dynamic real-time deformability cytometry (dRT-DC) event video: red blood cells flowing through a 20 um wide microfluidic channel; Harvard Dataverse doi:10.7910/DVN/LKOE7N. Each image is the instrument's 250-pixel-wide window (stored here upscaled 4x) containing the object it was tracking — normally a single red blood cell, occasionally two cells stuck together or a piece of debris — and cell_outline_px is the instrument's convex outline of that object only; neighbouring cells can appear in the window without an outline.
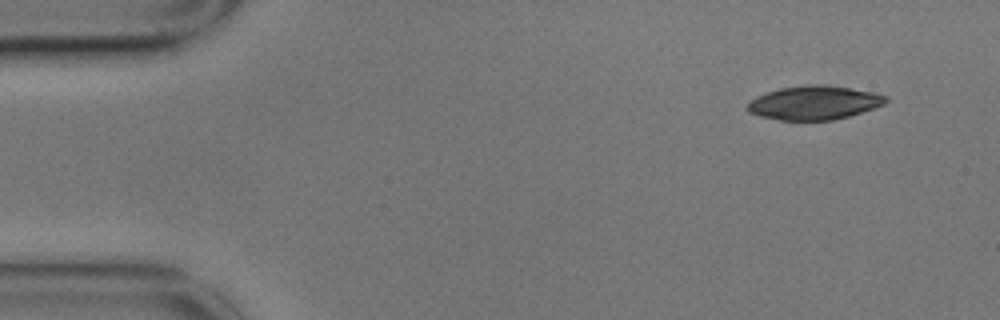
{"species": "common noctule bat (a hibernating species)", "species_latin": "Nyctalus noctula", "temperature_condition": "cold", "stored_images_in_passage": 4, "camera_frame_rate_fps": 3000, "um_per_image_px": 0.085, "animal": {"sex": "male", "body_mass_g": 17.9}, "frame": {"image": 1, "passage_image": 1, "time_ms": 0.0, "image_size_px": [1000, 320], "cell_outline_px": [[888, 100], [884, 104], [848, 116], [832, 120], [780, 120], [760, 116], [748, 112], [744, 108], [756, 96], [780, 88], [808, 84], [828, 84], [872, 92], [888, 96]], "centroid_in_image_um": [69.18, 8.72], "position_along_channel_um": 15.8, "area_um2": 27.22}}
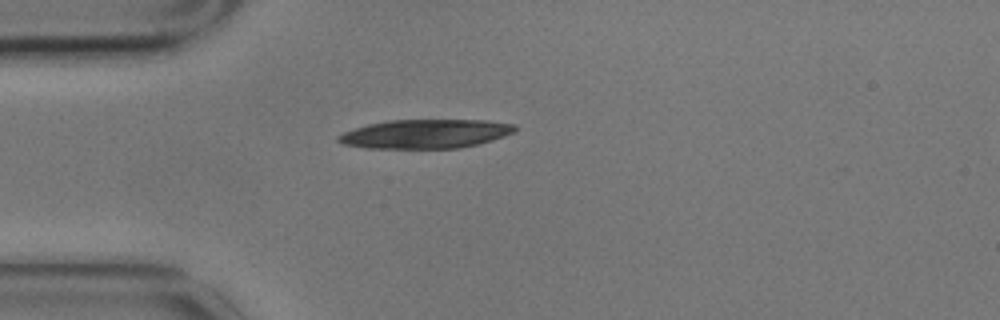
{"frame": {"image": 2, "passage_image": 4, "time_ms": 1.0, "image_size_px": [1000, 320], "cell_outline_px": [[520, 128], [516, 132], [492, 140], [460, 148], [364, 148], [344, 144], [336, 140], [336, 136], [344, 132], [368, 124], [388, 120], [484, 120], [516, 124]], "centroid_in_image_um": [36.19, 11.37], "position_along_channel_um": 48.8, "area_um2": 29.94}}